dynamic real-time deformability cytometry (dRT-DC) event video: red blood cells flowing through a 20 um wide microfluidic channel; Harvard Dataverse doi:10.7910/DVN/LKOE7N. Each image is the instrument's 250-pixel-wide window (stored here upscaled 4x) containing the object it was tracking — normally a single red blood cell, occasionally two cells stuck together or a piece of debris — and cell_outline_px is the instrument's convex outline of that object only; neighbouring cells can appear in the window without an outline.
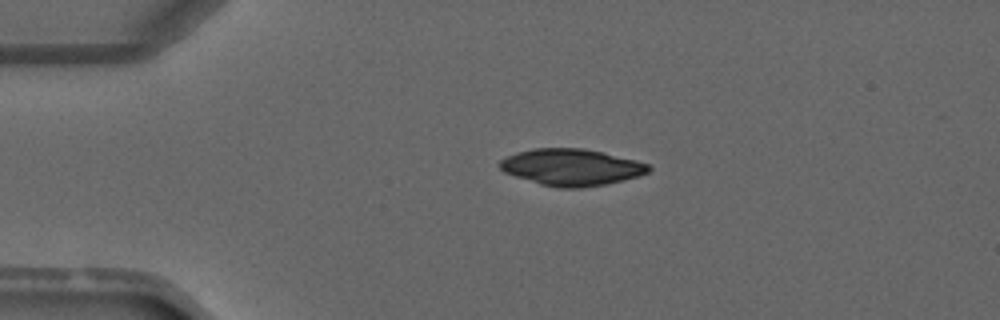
{"species": "common noctule bat (a hibernating species)", "species_latin": "Nyctalus noctula", "temperature_condition": "warm", "stored_images_in_passage": 3, "camera_frame_rate_fps": 3000, "um_per_image_px": 0.085, "animal": {"sex": "male", "forearm_length_mm": 52.5}, "frame": {"image": 1, "passage_image": 1, "time_ms": 0.0, "image_size_px": [1000, 320], "cell_outline_px": [[652, 168], [648, 172], [636, 176], [604, 184], [580, 188], [556, 188], [540, 184], [504, 172], [500, 168], [500, 160], [516, 152], [532, 148], [584, 148], [604, 152], [636, 160], [648, 164]], "centroid_in_image_um": [48.55, 14.2], "position_along_channel_um": 36.4, "area_um2": 31.62}}